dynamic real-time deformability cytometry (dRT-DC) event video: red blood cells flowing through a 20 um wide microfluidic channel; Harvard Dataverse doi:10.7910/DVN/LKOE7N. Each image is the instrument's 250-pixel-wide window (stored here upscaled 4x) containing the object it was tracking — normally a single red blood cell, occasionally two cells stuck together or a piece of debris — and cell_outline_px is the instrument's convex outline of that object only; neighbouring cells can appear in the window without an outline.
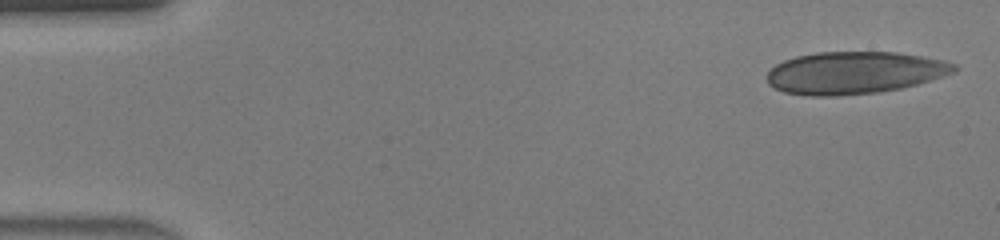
{"species": "human", "species_latin": "Homo sapiens", "temperature_condition": "warm", "stored_images_in_passage": 43, "camera_frame_rate_fps": 3000, "um_per_image_px": 0.085, "donor": {"sex": "male"}, "frame": {"image": 1, "passage_image": 1, "time_ms": 0.0, "image_size_px": [1000, 240], "cell_outline_px": [[960, 68], [956, 72], [932, 80], [900, 88], [880, 92], [836, 96], [808, 96], [784, 92], [768, 84], [768, 72], [776, 64], [784, 60], [796, 56], [816, 52], [896, 52], [924, 56], [944, 60], [956, 64]], "centroid_in_image_um": [72.67, 6.18], "position_along_channel_um": 12.3, "area_um2": 46.41}}
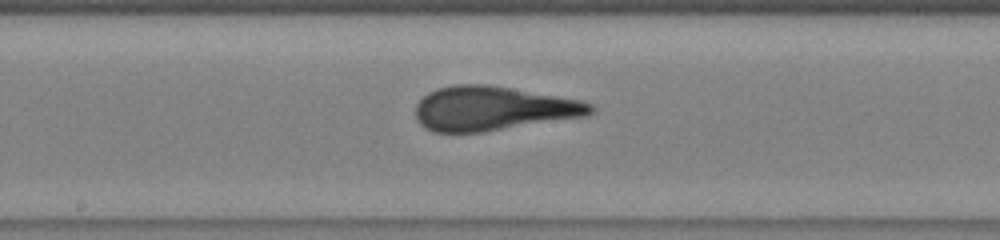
{"frame": {"image": 2, "passage_image": 23, "time_ms": 7.333, "image_size_px": [1000, 240], "cell_outline_px": [[596, 108], [588, 116], [480, 132], [436, 132], [424, 128], [416, 120], [416, 104], [428, 92], [436, 88], [456, 84], [488, 84], [584, 100], [592, 104]], "centroid_in_image_um": [41.92, 9.21], "position_along_channel_um": 206.3, "area_um2": 45.32}}
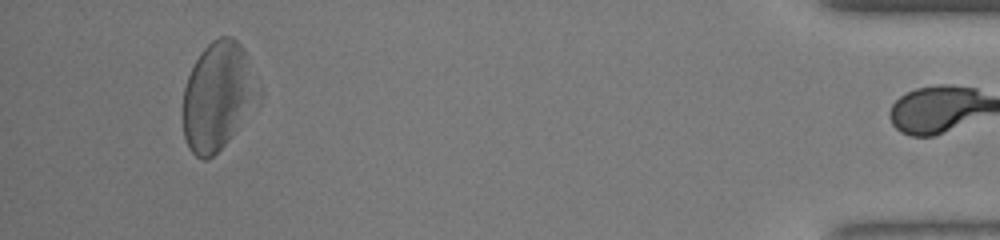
{"frame": {"image": 3, "passage_image": 42, "time_ms": 13.667, "image_size_px": [1000, 240], "cell_outline_px": [[264, 96], [236, 132], [212, 156], [204, 160], [196, 156], [188, 148], [184, 136], [180, 116], [184, 88], [188, 76], [200, 52], [212, 40], [220, 36], [232, 36], [244, 48], [264, 92]], "centroid_in_image_um": [18.55, 8.17], "position_along_channel_um": 416.6, "area_um2": 48.9}, "authors_computed_cell_mechanics": {"area_um2": 45.8932, "velocity_mm_per_s": 4.4443, "shape_relaxation_time_tau1_ms": 7.0293, "shape_relaxation_time_tau2_ms": 0.8505, "deformation_change_tau1": 0.2275, "deformation_change_tau2": 0.09}}